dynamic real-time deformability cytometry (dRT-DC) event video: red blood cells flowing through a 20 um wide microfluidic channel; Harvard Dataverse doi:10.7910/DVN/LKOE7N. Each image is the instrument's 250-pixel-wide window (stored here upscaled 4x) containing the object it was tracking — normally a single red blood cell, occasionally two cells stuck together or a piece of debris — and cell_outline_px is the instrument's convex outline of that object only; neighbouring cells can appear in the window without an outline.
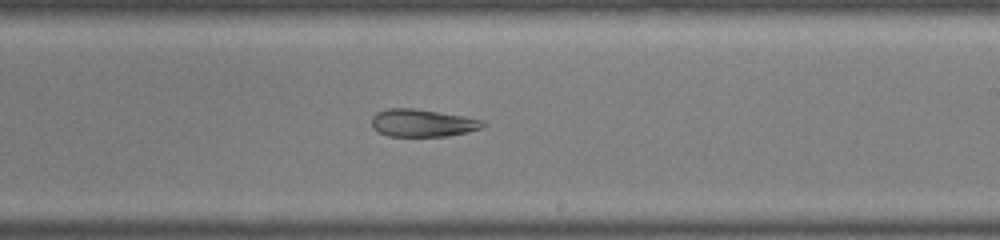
{"species": "common noctule bat (a hibernating species)", "species_latin": "Nyctalus noctula", "temperature_condition": "warm", "stored_images_in_passage": 20, "camera_frame_rate_fps": 3000, "um_per_image_px": 0.085, "animal": {"sex": "male", "body_mass_g": 19.0, "forearm_length_mm": 50.8}, "frame": {"image": 1, "passage_image": 12, "time_ms": 3.667, "image_size_px": [1000, 240], "cell_outline_px": [[488, 124], [484, 128], [468, 132], [448, 136], [388, 136], [372, 128], [372, 116], [376, 112], [388, 108], [412, 108], [464, 116], [484, 120]], "centroid_in_image_um": [35.95, 10.45], "position_along_channel_um": 253.1, "area_um2": 18.03}}
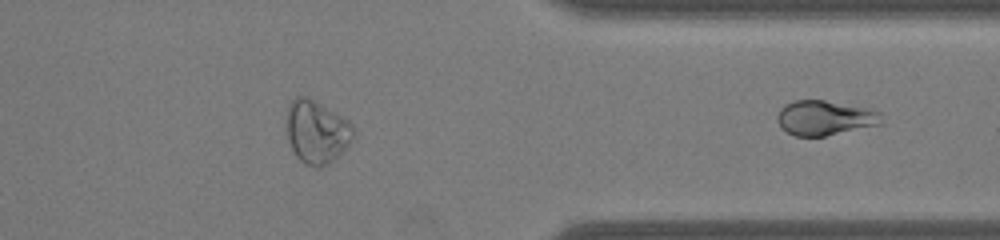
{"frame": {"image": 2, "passage_image": 20, "time_ms": 6.333, "image_size_px": [1000, 240], "cell_outline_px": [[884, 124], [824, 136], [796, 136], [780, 128], [776, 120], [776, 116], [780, 108], [784, 104], [796, 100], [824, 100], [868, 108], [880, 112], [884, 120]], "centroid_in_image_um": [70.12, 10.02], "position_along_channel_um": 341.3, "area_um2": 21.39}}